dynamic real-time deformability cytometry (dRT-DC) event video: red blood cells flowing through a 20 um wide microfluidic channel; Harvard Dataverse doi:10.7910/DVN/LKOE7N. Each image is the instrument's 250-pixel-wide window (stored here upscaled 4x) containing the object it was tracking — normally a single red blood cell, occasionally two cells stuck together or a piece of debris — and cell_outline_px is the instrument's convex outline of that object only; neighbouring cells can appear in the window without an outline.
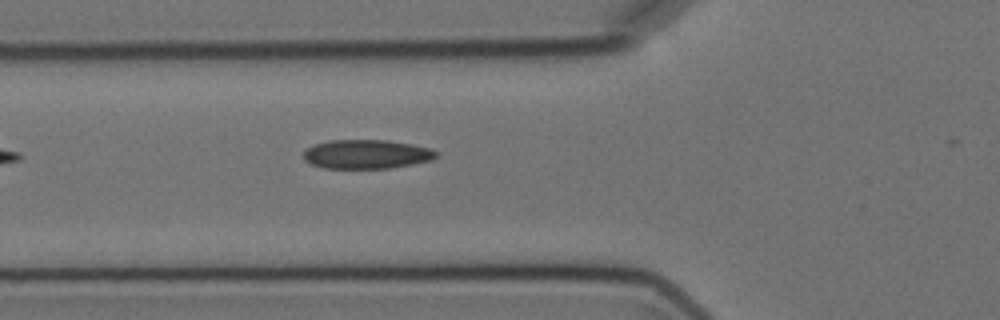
{"species": "Egyptian fruit bat (a non-hibernating species)", "species_latin": "Rousettus aegyptiacus", "temperature_condition": "cold", "stored_images_in_passage": 4, "camera_frame_rate_fps": 3000, "um_per_image_px": 0.085, "animal": {"sex": "female"}, "frame": {"image": 1, "passage_image": 4, "time_ms": 4.667, "image_size_px": [1000, 320], "cell_outline_px": [[440, 152], [432, 160], [392, 168], [324, 168], [312, 164], [304, 160], [304, 148], [328, 140], [388, 140], [412, 144], [432, 148]], "centroid_in_image_um": [31.18, 13.1], "position_along_channel_um": 94.6, "area_um2": 22.66}}